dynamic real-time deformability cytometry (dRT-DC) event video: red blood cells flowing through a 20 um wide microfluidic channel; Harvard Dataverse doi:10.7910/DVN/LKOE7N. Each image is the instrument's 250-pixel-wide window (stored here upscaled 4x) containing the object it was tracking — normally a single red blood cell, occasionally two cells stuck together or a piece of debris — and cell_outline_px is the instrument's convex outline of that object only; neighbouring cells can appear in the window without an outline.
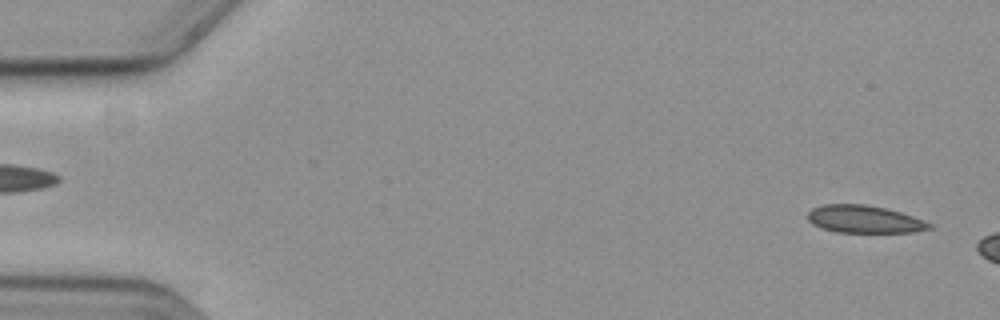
{"species": "common noctule bat (a hibernating species)", "species_latin": "Nyctalus noctula", "temperature_condition": "cold", "stored_images_in_passage": 7, "camera_frame_rate_fps": 3000, "um_per_image_px": 0.085, "animal": {"sex": "female", "body_mass_g": 19.3, "forearm_length_mm": 54.1}, "frame": {"image": 1, "passage_image": 2, "time_ms": 0.333, "image_size_px": [1000, 320], "cell_outline_px": [[932, 228], [912, 232], [836, 232], [820, 228], [812, 224], [808, 220], [808, 212], [812, 208], [824, 204], [864, 204], [884, 208], [900, 212], [924, 220], [932, 224]], "centroid_in_image_um": [73.43, 18.63], "position_along_channel_um": 11.6, "area_um2": 19.48}}